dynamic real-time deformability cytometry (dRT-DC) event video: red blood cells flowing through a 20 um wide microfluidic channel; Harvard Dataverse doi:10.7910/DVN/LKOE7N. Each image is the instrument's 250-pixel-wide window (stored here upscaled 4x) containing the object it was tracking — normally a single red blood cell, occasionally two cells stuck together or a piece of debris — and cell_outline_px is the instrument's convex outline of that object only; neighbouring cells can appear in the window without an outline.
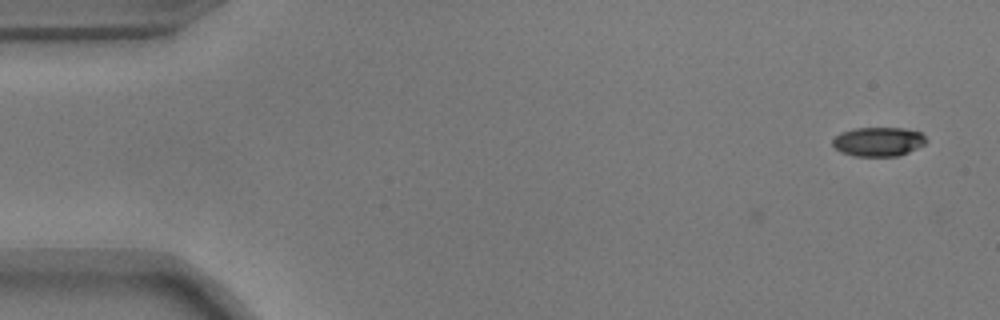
{"species": "common noctule bat (a hibernating species)", "species_latin": "Nyctalus noctula", "temperature_condition": "warm", "stored_images_in_passage": 3, "camera_frame_rate_fps": 3000, "um_per_image_px": 0.085, "animal": {"sex": "male", "body_mass_g": 17.9}, "frame": {"image": 1, "passage_image": 1, "time_ms": 0.0, "image_size_px": [1000, 320], "cell_outline_px": [[928, 140], [924, 144], [900, 156], [852, 156], [840, 152], [832, 144], [832, 140], [840, 132], [856, 128], [904, 128], [920, 132]], "centroid_in_image_um": [74.64, 12.04], "position_along_channel_um": 10.4, "area_um2": 15.95}}